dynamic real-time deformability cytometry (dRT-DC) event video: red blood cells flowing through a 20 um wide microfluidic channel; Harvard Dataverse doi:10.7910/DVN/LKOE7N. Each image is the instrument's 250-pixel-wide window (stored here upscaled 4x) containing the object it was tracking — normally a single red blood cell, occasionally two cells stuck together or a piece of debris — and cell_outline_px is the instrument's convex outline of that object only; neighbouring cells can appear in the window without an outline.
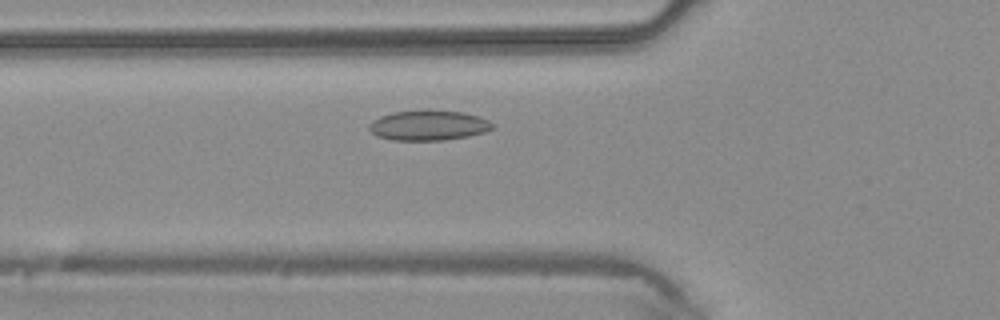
{"species": "common noctule bat (a hibernating species)", "species_latin": "Nyctalus noctula", "temperature_condition": "warm", "stored_images_in_passage": 39, "camera_frame_rate_fps": 3000, "um_per_image_px": 0.085, "animal": {"sex": "male", "body_mass_g": 20.4}, "frame": {"image": 1, "passage_image": 10, "time_ms": 3.0, "image_size_px": [1000, 320], "cell_outline_px": [[496, 124], [492, 128], [484, 132], [468, 136], [444, 140], [392, 140], [376, 136], [368, 128], [368, 124], [372, 120], [380, 116], [392, 112], [428, 108], [464, 112], [480, 116]], "centroid_in_image_um": [36.41, 10.62], "position_along_channel_um": 89.4, "area_um2": 22.25}}
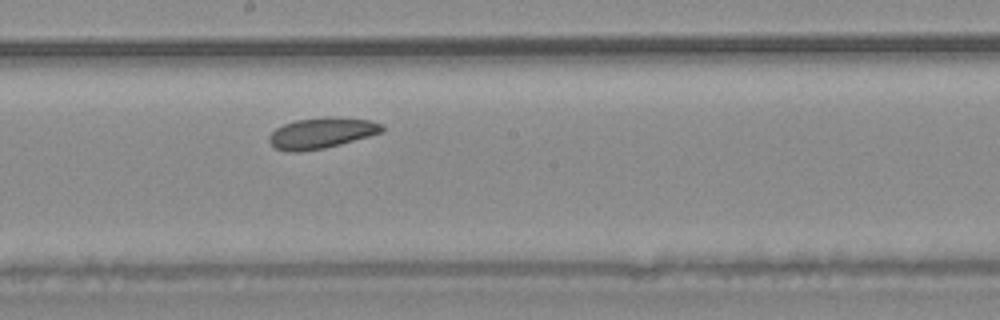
{"frame": {"image": 2, "passage_image": 19, "time_ms": 6.0, "image_size_px": [1000, 320], "cell_outline_px": [[384, 128], [380, 132], [368, 136], [340, 144], [324, 148], [296, 152], [288, 152], [276, 148], [268, 140], [268, 136], [276, 128], [284, 124], [296, 120], [324, 116], [332, 116], [368, 120], [384, 124]], "centroid_in_image_um": [27.31, 11.29], "position_along_channel_um": 220.9, "area_um2": 20.17}}
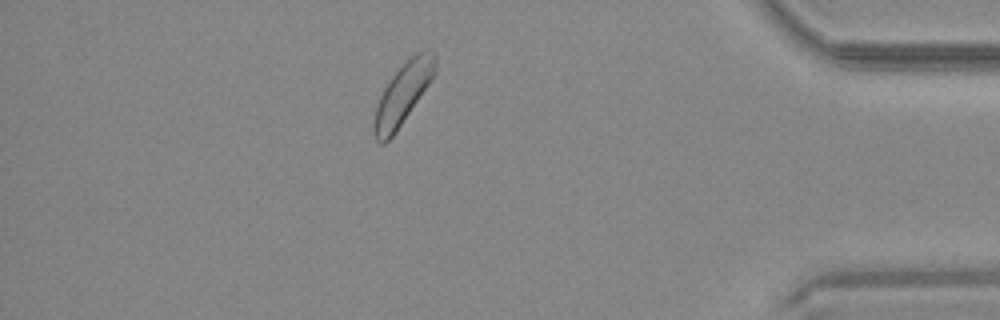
{"frame": {"image": 3, "passage_image": 34, "time_ms": 11.0, "image_size_px": [1000, 320], "cell_outline_px": [[436, 72], [396, 132], [384, 144], [380, 144], [376, 140], [372, 132], [372, 120], [376, 104], [384, 88], [392, 76], [416, 52], [432, 52], [436, 56]], "centroid_in_image_um": [34.18, 8.05], "position_along_channel_um": 401.0, "area_um2": 21.44}}